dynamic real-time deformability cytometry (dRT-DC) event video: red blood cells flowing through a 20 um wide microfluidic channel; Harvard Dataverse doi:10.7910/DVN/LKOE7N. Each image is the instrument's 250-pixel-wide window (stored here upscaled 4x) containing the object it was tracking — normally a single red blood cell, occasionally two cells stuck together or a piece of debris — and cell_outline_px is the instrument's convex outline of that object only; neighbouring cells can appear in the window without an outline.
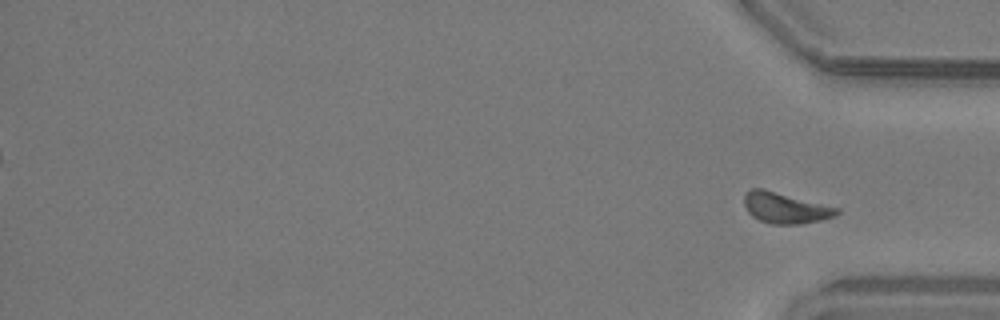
{"species": "common noctule bat (a hibernating species)", "species_latin": "Nyctalus noctula", "temperature_condition": "warm", "stored_images_in_passage": 46, "segment_of_instrument_passage": [2, 2], "camera_frame_rate_fps": 3000, "um_per_image_px": 0.085, "animal": {"sex": "male", "body_mass_g": 19.2, "forearm_length_mm": 51.8}, "frame": {"image": 1, "passage_image": 46, "time_ms": 15.0, "image_size_px": [1000, 320], "cell_outline_px": [[840, 212], [836, 216], [820, 220], [800, 224], [772, 224], [760, 220], [752, 216], [748, 212], [744, 204], [744, 196], [752, 188], [764, 188], [840, 208]], "centroid_in_image_um": [66.77, 17.67], "position_along_channel_um": 368.4, "area_um2": 16.7}}